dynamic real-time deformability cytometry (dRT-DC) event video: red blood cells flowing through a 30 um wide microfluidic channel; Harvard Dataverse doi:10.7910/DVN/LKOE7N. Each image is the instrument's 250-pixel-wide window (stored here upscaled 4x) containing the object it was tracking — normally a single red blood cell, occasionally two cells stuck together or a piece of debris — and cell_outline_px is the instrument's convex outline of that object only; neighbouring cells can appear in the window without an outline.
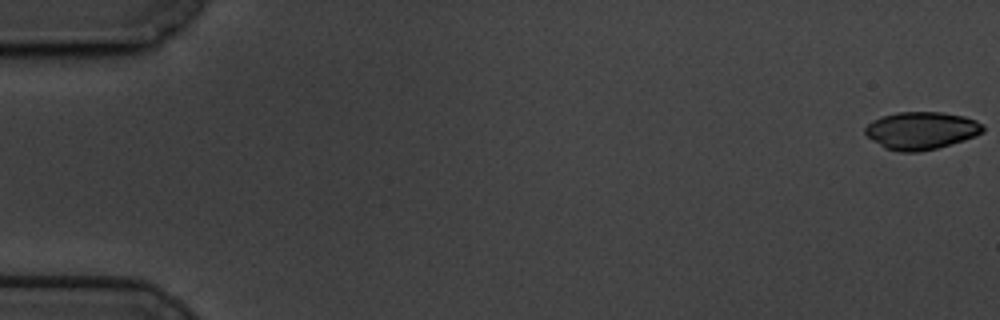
{"species": "common noctule bat (a hibernating species)", "species_latin": "Nyctalus noctula", "temperature_condition": "cold", "stored_images_in_passage": 59, "camera_frame_rate_fps": 3000, "um_per_image_px": 0.085, "animal": {"sex": "male", "body_mass_g": 19.5, "forearm_length_mm": 54.6}, "frame": {"image": 1, "passage_image": 1, "time_ms": 0.0, "image_size_px": [1000, 320], "cell_outline_px": [[984, 132], [976, 136], [964, 140], [936, 148], [920, 152], [900, 152], [884, 148], [872, 140], [864, 132], [864, 128], [872, 120], [880, 116], [896, 112], [940, 112], [964, 116], [976, 120], [984, 124]], "centroid_in_image_um": [78.3, 11.09], "position_along_channel_um": 6.7, "area_um2": 26.01}}
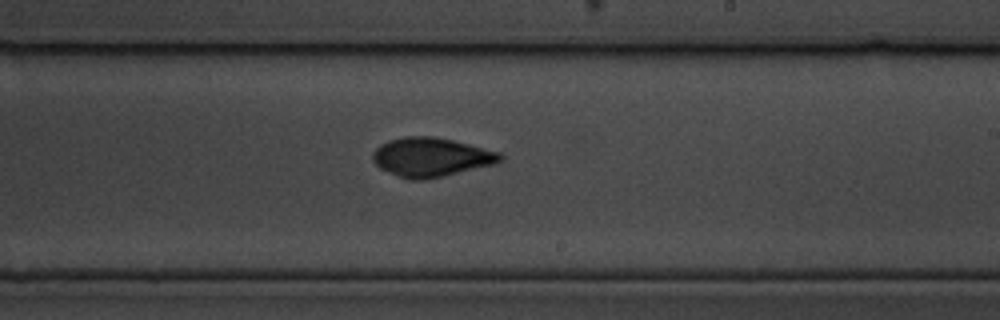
{"frame": {"image": 2, "passage_image": 36, "time_ms": 11.667, "image_size_px": [1000, 320], "cell_outline_px": [[504, 160], [496, 164], [444, 176], [424, 180], [408, 180], [388, 172], [380, 168], [372, 160], [372, 152], [380, 144], [388, 140], [404, 136], [432, 136], [452, 140], [500, 152], [504, 156]], "centroid_in_image_um": [36.64, 13.36], "position_along_channel_um": 252.4, "area_um2": 29.25}}
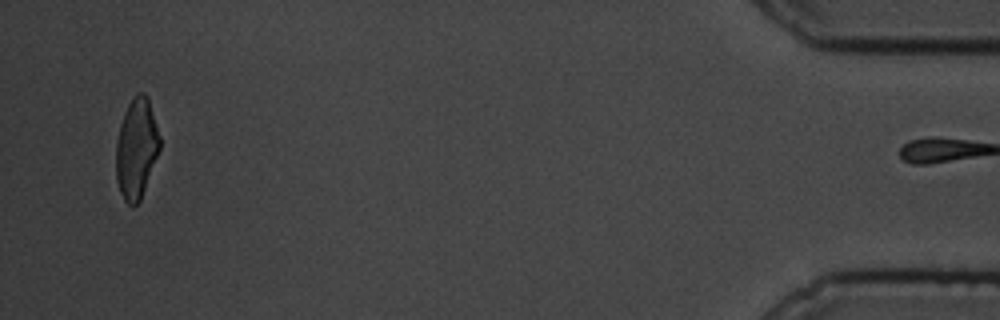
{"frame": {"image": 3, "passage_image": 58, "time_ms": 19.0, "image_size_px": [1000, 320], "cell_outline_px": [[160, 148], [140, 200], [132, 208], [124, 200], [120, 192], [116, 180], [116, 144], [120, 124], [124, 112], [132, 96], [136, 92], [144, 92], [148, 96], [160, 136]], "centroid_in_image_um": [11.59, 12.59], "position_along_channel_um": 423.6, "area_um2": 25.66}, "authors_computed_cell_mechanics": {"area_um2": 27.5706, "velocity_mm_per_s": 3.4023, "shape_relaxation_time_tau1_ms": 3.945, "shape_relaxation_time_tau2_ms": 4.2667, "deformation_change_tau1": 0.1307, "deformation_change_tau2": 0.0574}}